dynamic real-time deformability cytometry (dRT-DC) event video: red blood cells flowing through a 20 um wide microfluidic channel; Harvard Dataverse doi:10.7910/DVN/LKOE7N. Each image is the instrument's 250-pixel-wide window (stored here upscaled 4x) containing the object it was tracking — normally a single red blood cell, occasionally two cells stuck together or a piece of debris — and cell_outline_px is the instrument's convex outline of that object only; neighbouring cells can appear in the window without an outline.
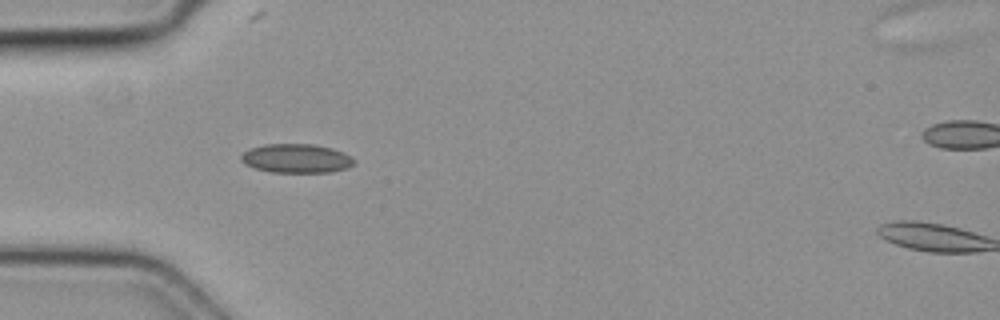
{"species": "common noctule bat (a hibernating species)", "species_latin": "Nyctalus noctula", "temperature_condition": "cold", "stored_images_in_passage": 37, "camera_frame_rate_fps": 3000, "um_per_image_px": 0.085, "animal": {"sex": "female", "body_mass_g": 19.3, "forearm_length_mm": 54.1}, "frame": {"image": 1, "passage_image": 1, "time_ms": 0.0, "image_size_px": [1000, 320], "cell_outline_px": [[356, 160], [348, 168], [332, 172], [272, 172], [256, 168], [244, 164], [240, 160], [240, 156], [244, 152], [252, 148], [264, 144], [312, 144], [332, 148], [344, 152], [352, 156]], "centroid_in_image_um": [25.22, 13.46], "position_along_channel_um": 59.8, "area_um2": 19.13}}
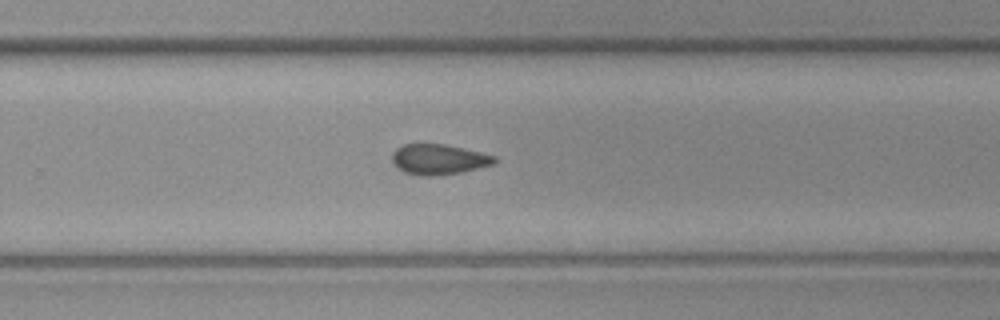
{"frame": {"image": 2, "passage_image": 19, "time_ms": 6.0, "image_size_px": [1000, 320], "cell_outline_px": [[500, 160], [496, 164], [460, 172], [432, 176], [420, 176], [404, 172], [396, 168], [392, 160], [392, 152], [396, 148], [404, 144], [444, 144], [480, 152], [496, 156]], "centroid_in_image_um": [37.3, 13.55], "position_along_channel_um": 292.5, "area_um2": 18.26}}
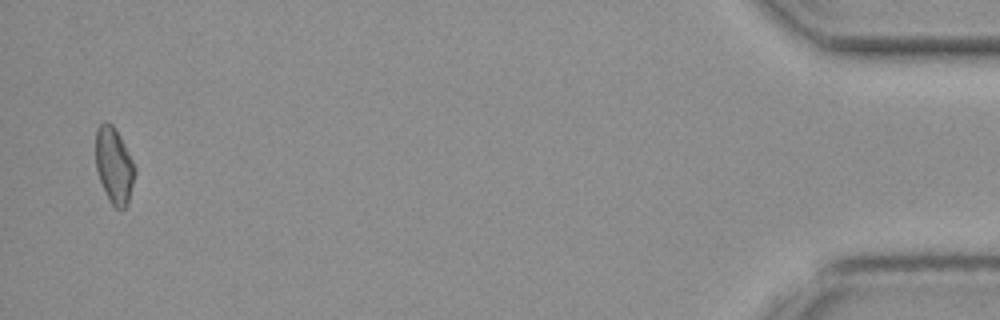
{"frame": {"image": 3, "passage_image": 36, "time_ms": 11.667, "image_size_px": [1000, 320], "cell_outline_px": [[136, 172], [128, 204], [124, 208], [116, 208], [108, 200], [100, 180], [96, 168], [96, 128], [104, 120], [112, 124], [120, 136], [136, 168]], "centroid_in_image_um": [9.7, 14.06], "position_along_channel_um": 425.5, "area_um2": 17.34}}